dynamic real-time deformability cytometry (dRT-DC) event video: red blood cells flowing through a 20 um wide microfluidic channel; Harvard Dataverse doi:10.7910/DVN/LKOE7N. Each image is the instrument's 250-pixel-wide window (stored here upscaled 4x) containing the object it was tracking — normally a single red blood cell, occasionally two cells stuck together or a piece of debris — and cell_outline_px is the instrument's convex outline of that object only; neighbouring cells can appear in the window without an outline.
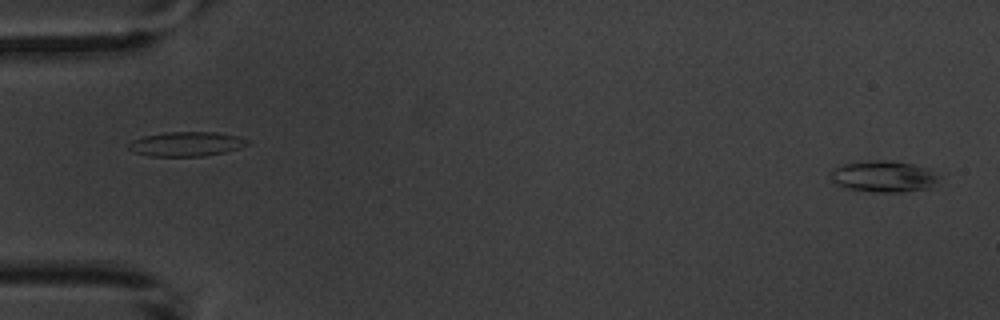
{"species": "common noctule bat (a hibernating species)", "species_latin": "Nyctalus noctula", "temperature_condition": "warm", "stored_images_in_passage": 6, "segment_of_instrument_passage": [2, 2], "camera_frame_rate_fps": 3000, "um_per_image_px": 0.085, "animal": {"sex": "male", "body_mass_g": 20.1, "forearm_length_mm": 53.5}, "frame": {"image": 1, "passage_image": 6, "time_ms": 5.667, "image_size_px": [1000, 320], "cell_outline_px": [[940, 176], [932, 188], [900, 192], [876, 192], [844, 188], [836, 184], [832, 180], [832, 172], [840, 164], [868, 160], [892, 160], [912, 164], [928, 168]], "centroid_in_image_um": [75.13, 14.99], "position_along_channel_um": 9.9, "area_um2": 19.94}}